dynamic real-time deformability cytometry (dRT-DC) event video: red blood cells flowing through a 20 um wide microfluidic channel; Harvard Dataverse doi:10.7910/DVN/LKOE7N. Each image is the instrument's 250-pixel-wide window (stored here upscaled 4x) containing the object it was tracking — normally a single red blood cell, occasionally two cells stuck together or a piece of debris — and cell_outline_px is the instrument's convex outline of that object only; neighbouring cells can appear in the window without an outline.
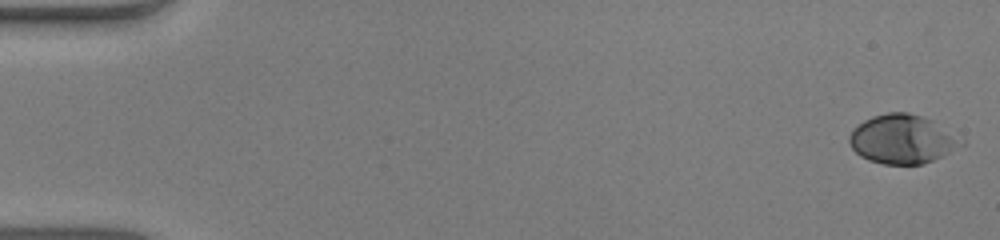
{"species": "human", "species_latin": "Homo sapiens", "temperature_condition": "warm", "stored_images_in_passage": 17, "camera_frame_rate_fps": 3000, "um_per_image_px": 0.085, "donor": {"sex": "male"}, "frame": {"image": 1, "passage_image": 1, "time_ms": 0.0, "image_size_px": [1000, 240], "cell_outline_px": [[956, 144], [948, 152], [924, 164], [884, 164], [868, 160], [860, 156], [852, 148], [848, 140], [848, 136], [852, 128], [864, 120], [872, 116], [888, 112], [908, 112], [924, 116], [932, 120], [956, 140]], "centroid_in_image_um": [76.5, 11.82], "position_along_channel_um": 8.5, "area_um2": 30.87}}
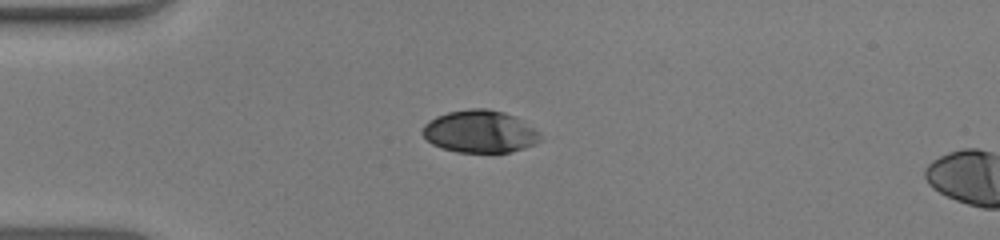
{"frame": {"image": 2, "passage_image": 14, "time_ms": 4.333, "image_size_px": [1000, 240], "cell_outline_px": [[540, 140], [536, 144], [524, 148], [508, 152], [456, 152], [432, 144], [424, 136], [424, 124], [428, 120], [436, 116], [448, 112], [472, 108], [488, 108], [504, 112], [512, 116], [532, 128], [540, 136]], "centroid_in_image_um": [40.75, 11.18], "position_along_channel_um": 44.2, "area_um2": 28.61}}